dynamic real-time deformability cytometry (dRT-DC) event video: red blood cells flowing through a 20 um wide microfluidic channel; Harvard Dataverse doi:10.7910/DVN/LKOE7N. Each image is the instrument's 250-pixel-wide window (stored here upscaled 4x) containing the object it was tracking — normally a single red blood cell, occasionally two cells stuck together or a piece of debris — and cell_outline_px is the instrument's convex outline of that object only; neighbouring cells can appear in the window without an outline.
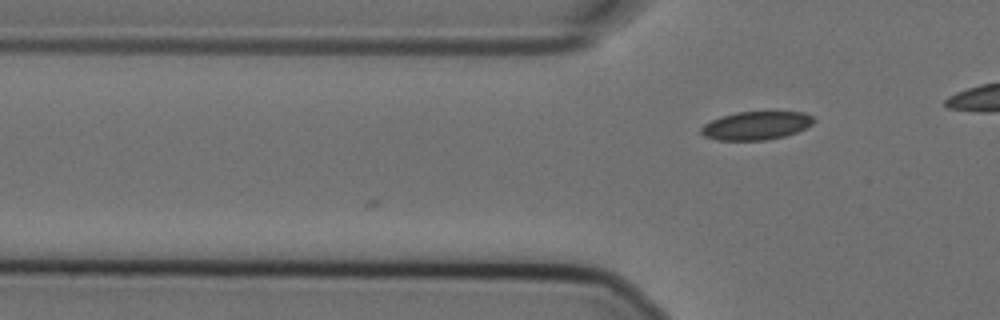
{"species": "Egyptian fruit bat (a non-hibernating species)", "species_latin": "Rousettus aegyptiacus", "temperature_condition": "cold", "stored_images_in_passage": 6, "camera_frame_rate_fps": 3000, "um_per_image_px": 0.085, "animal": {"sex": "female"}, "frame": {"image": 1, "passage_image": 6, "time_ms": 1.667, "image_size_px": [1000, 320], "cell_outline_px": [[816, 120], [812, 124], [796, 132], [784, 136], [764, 140], [716, 140], [704, 136], [700, 132], [700, 128], [704, 124], [720, 116], [736, 112], [804, 112], [812, 116]], "centroid_in_image_um": [64.25, 10.67], "position_along_channel_um": 61.6, "area_um2": 18.55}}